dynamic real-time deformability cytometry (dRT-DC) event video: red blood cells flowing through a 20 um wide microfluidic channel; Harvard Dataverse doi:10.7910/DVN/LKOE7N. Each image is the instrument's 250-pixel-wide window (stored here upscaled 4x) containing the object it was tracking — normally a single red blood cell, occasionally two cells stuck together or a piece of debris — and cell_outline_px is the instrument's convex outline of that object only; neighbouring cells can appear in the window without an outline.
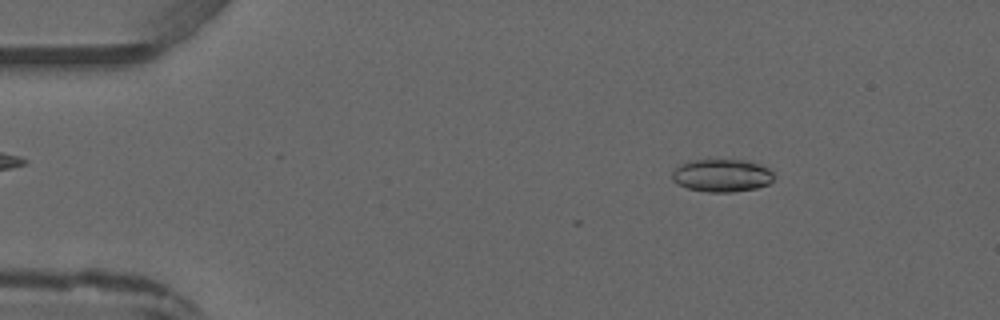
{"species": "common noctule bat (a hibernating species)", "species_latin": "Nyctalus noctula", "temperature_condition": "warm", "stored_images_in_passage": 4, "camera_frame_rate_fps": 3000, "um_per_image_px": 0.085, "animal": {"sex": "male", "forearm_length_mm": 52.5}, "frame": {"image": 1, "passage_image": 1, "time_ms": 0.0, "image_size_px": [1000, 320], "cell_outline_px": [[776, 176], [768, 184], [756, 188], [732, 192], [708, 192], [688, 188], [672, 180], [672, 172], [680, 164], [692, 160], [748, 160], [760, 164], [768, 168]], "centroid_in_image_um": [61.39, 14.91], "position_along_channel_um": 23.6, "area_um2": 19.42}}